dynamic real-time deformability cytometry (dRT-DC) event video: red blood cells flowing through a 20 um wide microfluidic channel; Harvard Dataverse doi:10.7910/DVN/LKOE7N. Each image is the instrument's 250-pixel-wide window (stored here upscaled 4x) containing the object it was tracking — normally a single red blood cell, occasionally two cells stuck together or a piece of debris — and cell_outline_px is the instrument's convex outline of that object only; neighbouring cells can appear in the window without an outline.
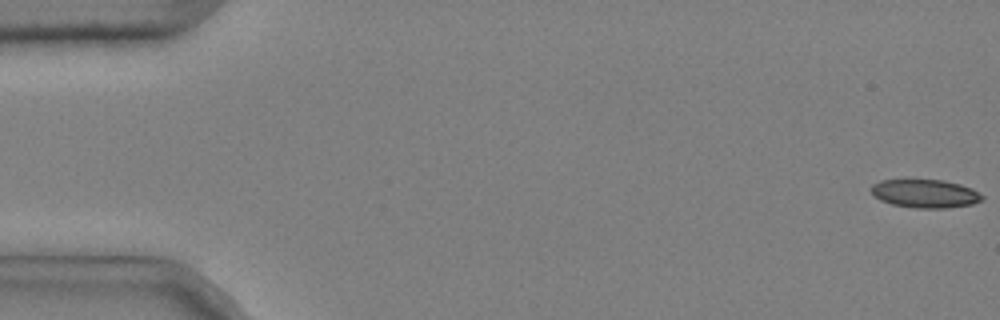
{"species": "common noctule bat (a hibernating species)", "species_latin": "Nyctalus noctula", "temperature_condition": "cold", "stored_images_in_passage": 5, "camera_frame_rate_fps": 3000, "um_per_image_px": 0.085, "animal": {"sex": "male", "body_mass_g": 20.4}, "frame": {"image": 1, "passage_image": 1, "time_ms": 0.0, "image_size_px": [1000, 320], "cell_outline_px": [[984, 200], [972, 204], [948, 208], [916, 208], [892, 204], [880, 200], [868, 188], [872, 184], [880, 180], [944, 180], [960, 184], [972, 188], [984, 196]], "centroid_in_image_um": [78.65, 16.45], "position_along_channel_um": 6.4, "area_um2": 18.44}}
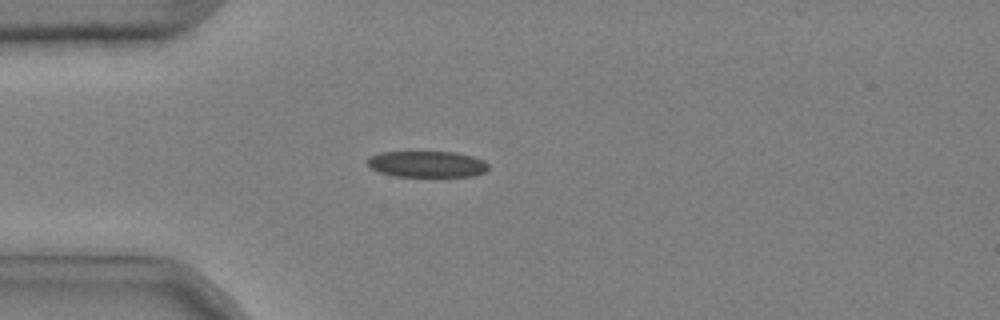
{"frame": {"image": 2, "passage_image": 5, "time_ms": 1.333, "image_size_px": [1000, 320], "cell_outline_px": [[488, 168], [484, 172], [472, 176], [396, 176], [380, 172], [372, 168], [368, 164], [368, 156], [380, 152], [456, 152], [472, 156], [484, 160], [488, 164]], "centroid_in_image_um": [36.3, 13.94], "position_along_channel_um": 48.7, "area_um2": 18.38}}